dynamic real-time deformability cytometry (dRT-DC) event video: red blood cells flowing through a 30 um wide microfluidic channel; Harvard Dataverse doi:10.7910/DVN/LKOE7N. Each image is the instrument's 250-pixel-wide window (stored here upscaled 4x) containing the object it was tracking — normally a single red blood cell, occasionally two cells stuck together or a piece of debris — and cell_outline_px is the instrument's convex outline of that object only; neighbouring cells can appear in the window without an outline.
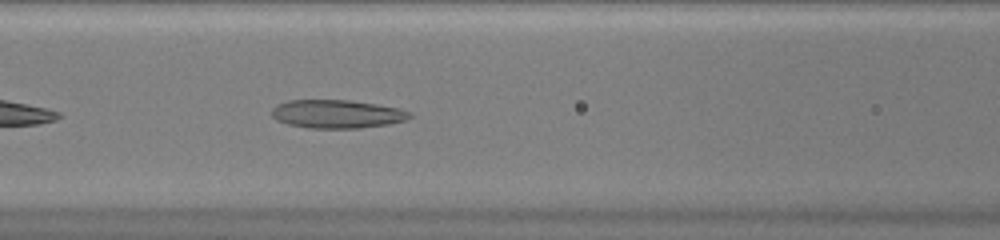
{"species": "common noctule bat (a hibernating species)", "species_latin": "Nyctalus noctula", "temperature_condition": "warm", "stored_images_in_passage": 14, "camera_frame_rate_fps": 3000, "um_per_image_px": 0.085, "animal": {"sex": "female", "body_mass_g": 20.0, "forearm_length_mm": 54.0}, "frame": {"image": 1, "passage_image": 7, "time_ms": 2.0, "image_size_px": [1000, 240], "cell_outline_px": [[412, 116], [408, 120], [388, 124], [360, 128], [308, 128], [288, 124], [276, 120], [272, 116], [272, 108], [276, 104], [288, 100], [348, 100], [376, 104], [400, 108], [412, 112]], "centroid_in_image_um": [28.66, 9.69], "position_along_channel_um": 137.9, "area_um2": 23.0}}
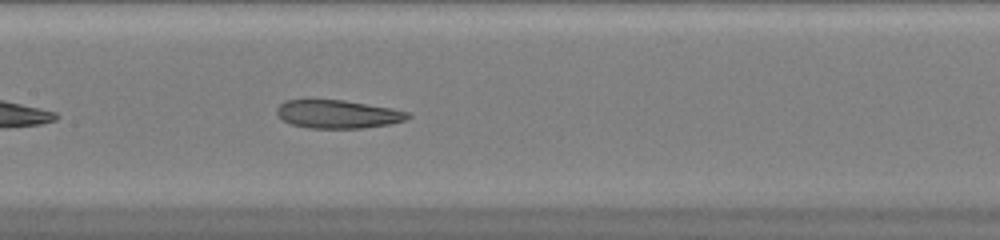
{"frame": {"image": 2, "passage_image": 10, "time_ms": 3.0, "image_size_px": [1000, 240], "cell_outline_px": [[412, 116], [404, 120], [388, 124], [364, 128], [308, 128], [292, 124], [284, 120], [276, 112], [276, 108], [284, 100], [344, 100], [392, 108], [408, 112]], "centroid_in_image_um": [28.71, 9.7], "position_along_channel_um": 178.7, "area_um2": 21.44}}